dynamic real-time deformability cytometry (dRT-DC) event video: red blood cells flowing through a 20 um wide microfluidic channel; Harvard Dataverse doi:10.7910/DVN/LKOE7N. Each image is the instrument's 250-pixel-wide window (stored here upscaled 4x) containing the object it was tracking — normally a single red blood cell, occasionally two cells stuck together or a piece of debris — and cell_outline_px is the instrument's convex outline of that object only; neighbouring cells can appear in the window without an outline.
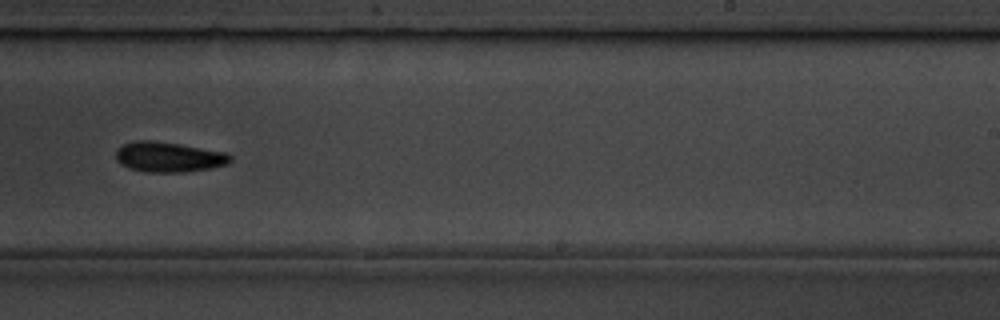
{"species": "common noctule bat (a hibernating species)", "species_latin": "Nyctalus noctula", "temperature_condition": "room temperature", "stored_images_in_passage": 9, "camera_frame_rate_fps": 3000, "um_per_image_px": 0.085, "animal": {"sex": "male", "body_mass_g": 19.5, "forearm_length_mm": 54.6}, "frame": {"image": 1, "passage_image": 9, "time_ms": 10.0, "image_size_px": [1000, 320], "cell_outline_px": [[232, 160], [224, 164], [212, 168], [184, 172], [144, 172], [128, 168], [120, 164], [116, 160], [116, 152], [124, 144], [136, 140], [152, 140], [180, 144], [228, 152], [232, 156]], "centroid_in_image_um": [14.35, 13.34], "position_along_channel_um": 274.7, "area_um2": 20.23}}